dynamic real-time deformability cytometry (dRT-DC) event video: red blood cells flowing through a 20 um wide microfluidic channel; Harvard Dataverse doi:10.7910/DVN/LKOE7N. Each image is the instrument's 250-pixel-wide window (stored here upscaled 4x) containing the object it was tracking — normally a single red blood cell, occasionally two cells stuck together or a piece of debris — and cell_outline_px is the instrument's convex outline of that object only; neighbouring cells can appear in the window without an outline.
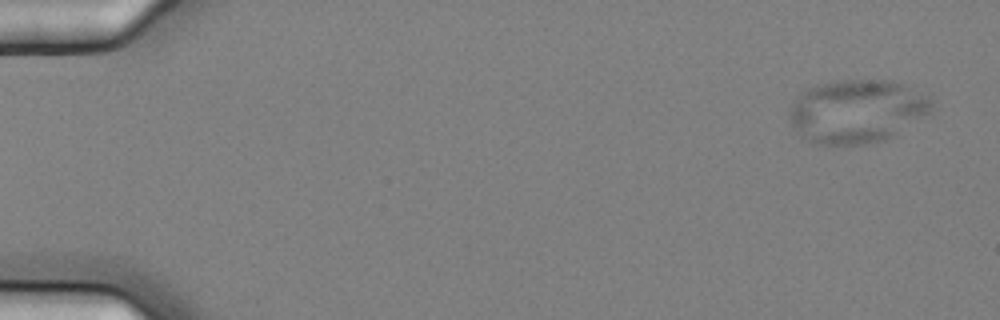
{"species": "common noctule bat (a hibernating species)", "species_latin": "Nyctalus noctula", "temperature_condition": "cold", "stored_images_in_passage": 10, "camera_frame_rate_fps": 3000, "um_per_image_px": 0.085, "animal": {"sex": "female", "body_mass_g": 25.1}, "frame": {"image": 1, "passage_image": 1, "time_ms": 0.0, "image_size_px": [1000, 320], "cell_outline_px": [[932, 100], [928, 112], [884, 140], [864, 144], [816, 144], [800, 136], [792, 124], [788, 116], [788, 112], [792, 104], [808, 88], [816, 84], [840, 80], [892, 80], [904, 84], [928, 96]], "centroid_in_image_um": [72.78, 9.44], "position_along_channel_um": 12.2, "area_um2": 51.73}}